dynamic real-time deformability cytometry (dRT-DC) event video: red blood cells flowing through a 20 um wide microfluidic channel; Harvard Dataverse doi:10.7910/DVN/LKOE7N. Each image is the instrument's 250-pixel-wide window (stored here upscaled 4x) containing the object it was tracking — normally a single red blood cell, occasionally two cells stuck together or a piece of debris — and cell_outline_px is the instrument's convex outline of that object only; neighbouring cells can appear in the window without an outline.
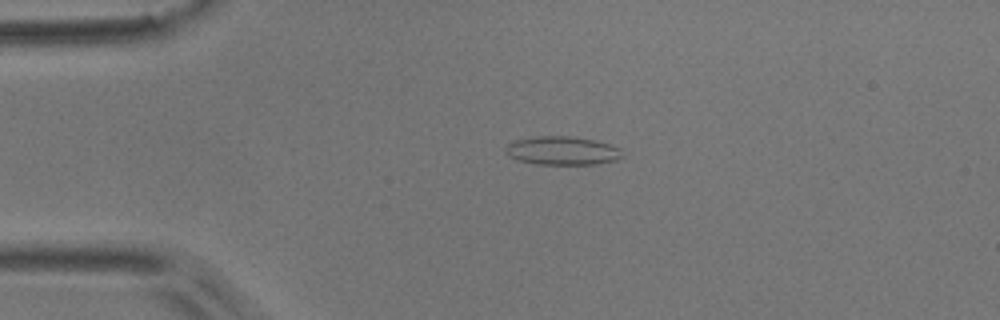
{"species": "common noctule bat (a hibernating species)", "species_latin": "Nyctalus noctula", "temperature_condition": "room temperature", "stored_images_in_passage": 3, "camera_frame_rate_fps": 3000, "um_per_image_px": 0.085, "animal": {"sex": "male", "body_mass_g": 17.9}, "frame": {"image": 1, "passage_image": 2, "time_ms": 0.333, "image_size_px": [1000, 320], "cell_outline_px": [[624, 156], [616, 160], [596, 164], [536, 164], [520, 160], [508, 156], [504, 152], [508, 144], [516, 140], [536, 136], [572, 136], [592, 140], [608, 144], [620, 148]], "centroid_in_image_um": [47.8, 12.81], "position_along_channel_um": 37.2, "area_um2": 19.31}}